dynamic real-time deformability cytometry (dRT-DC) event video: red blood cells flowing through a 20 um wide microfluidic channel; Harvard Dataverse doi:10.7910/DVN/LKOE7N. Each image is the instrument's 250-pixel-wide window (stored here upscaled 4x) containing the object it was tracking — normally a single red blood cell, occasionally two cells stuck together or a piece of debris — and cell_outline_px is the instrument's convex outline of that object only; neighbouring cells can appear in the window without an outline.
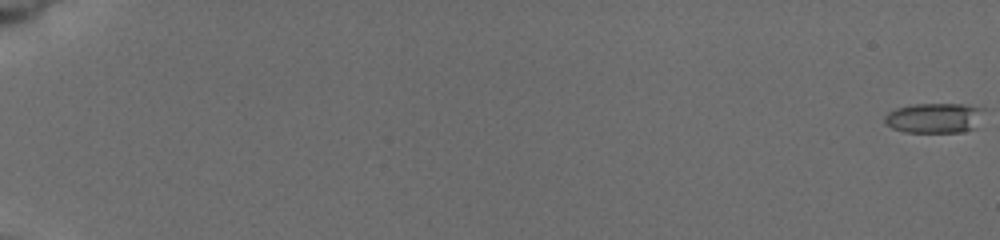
{"species": "common noctule bat (a hibernating species)", "species_latin": "Nyctalus noctula", "temperature_condition": "cold", "stored_images_in_passage": 91, "camera_frame_rate_fps": 3000, "um_per_image_px": 0.085, "animal": {"sex": "female", "body_mass_g": 19.5, "forearm_length_mm": 54.1}, "frame": {"image": 1, "passage_image": 1, "time_ms": 0.0, "image_size_px": [1000, 240], "cell_outline_px": [[984, 108], [976, 128], [964, 132], [904, 132], [892, 128], [884, 124], [884, 116], [888, 112], [896, 108], [912, 104], [968, 104]], "centroid_in_image_um": [79.41, 10.03], "position_along_channel_um": 5.6, "area_um2": 17.63}}
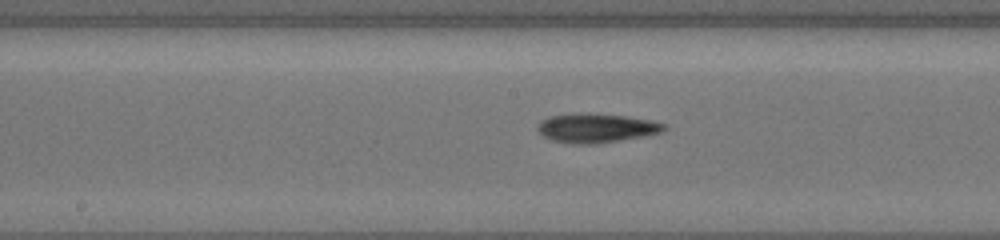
{"frame": {"image": 2, "passage_image": 49, "time_ms": 10.667, "image_size_px": [1000, 240], "cell_outline_px": [[668, 128], [664, 132], [644, 136], [620, 140], [592, 144], [572, 144], [552, 140], [544, 136], [536, 128], [540, 120], [548, 116], [628, 116], [652, 120], [668, 124]], "centroid_in_image_um": [50.77, 10.93], "position_along_channel_um": 197.4, "area_um2": 20.69}}
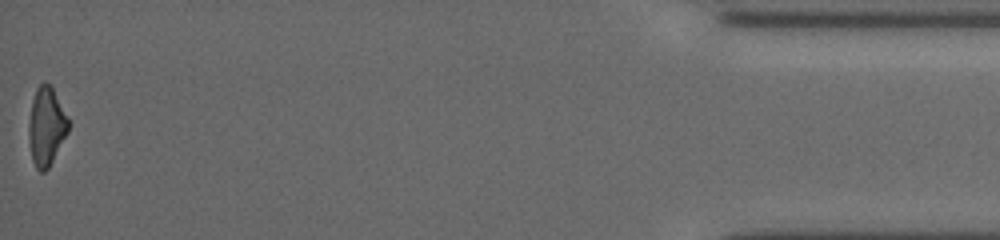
{"frame": {"image": 3, "passage_image": 90, "time_ms": 18.667, "image_size_px": [1000, 240], "cell_outline_px": [[68, 132], [48, 168], [44, 172], [40, 172], [36, 168], [32, 160], [28, 136], [28, 124], [32, 100], [36, 88], [44, 80], [52, 88], [68, 116]], "centroid_in_image_um": [3.92, 10.74], "position_along_channel_um": 431.3, "area_um2": 18.03}, "authors_computed_cell_mechanics": {"area_um2": 19.4786, "velocity_mm_per_s": 3.8982, "shape_relaxation_time_tau1_ms": 5.001, "shape_relaxation_time_tau2_ms": 5.3986, "deformation_change_tau1": 0.1615, "deformation_change_tau2": 0.1702}}